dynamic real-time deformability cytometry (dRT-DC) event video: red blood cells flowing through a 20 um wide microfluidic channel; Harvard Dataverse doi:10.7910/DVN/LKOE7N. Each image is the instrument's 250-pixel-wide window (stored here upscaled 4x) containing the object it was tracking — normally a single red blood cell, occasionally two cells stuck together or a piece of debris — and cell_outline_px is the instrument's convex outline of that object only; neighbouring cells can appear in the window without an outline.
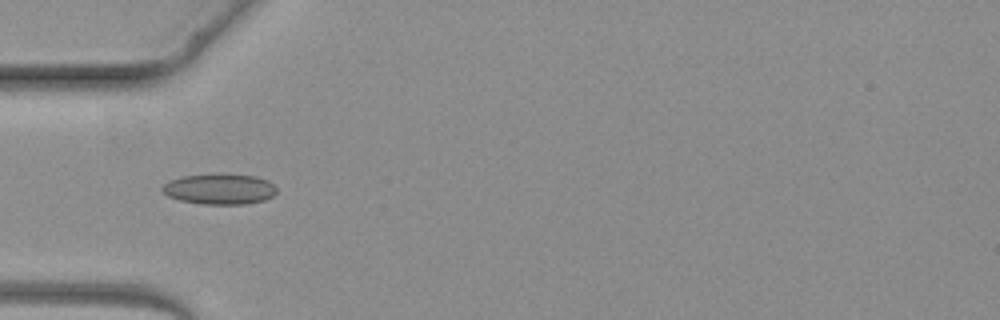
{"species": "common noctule bat (a hibernating species)", "species_latin": "Nyctalus noctula", "temperature_condition": "warm", "stored_images_in_passage": 4, "camera_frame_rate_fps": 3000, "um_per_image_px": 0.085, "animal": {"sex": "female", "body_mass_g": 19.3, "forearm_length_mm": 54.1}, "frame": {"image": 1, "passage_image": 4, "time_ms": 3.667, "image_size_px": [1000, 320], "cell_outline_px": [[276, 192], [272, 196], [264, 200], [244, 204], [204, 204], [180, 200], [168, 196], [160, 192], [160, 188], [168, 180], [184, 176], [216, 172], [256, 176], [268, 180], [276, 188]], "centroid_in_image_um": [18.62, 16.04], "position_along_channel_um": 66.4, "area_um2": 20.81}}